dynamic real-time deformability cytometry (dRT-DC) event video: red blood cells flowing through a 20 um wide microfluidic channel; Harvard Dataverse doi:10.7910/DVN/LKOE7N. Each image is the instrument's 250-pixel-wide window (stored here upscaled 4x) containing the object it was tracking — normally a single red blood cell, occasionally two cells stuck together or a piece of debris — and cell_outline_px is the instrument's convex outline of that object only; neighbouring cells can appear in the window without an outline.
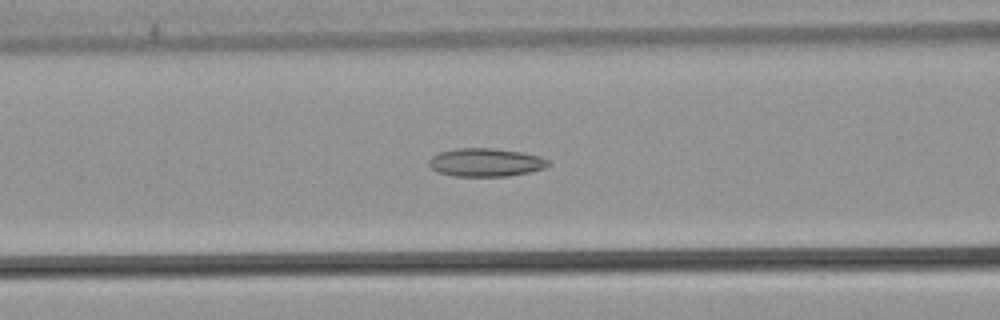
{"species": "common noctule bat (a hibernating species)", "species_latin": "Nyctalus noctula", "temperature_condition": "warm", "stored_images_in_passage": 39, "camera_frame_rate_fps": 3000, "um_per_image_px": 0.085, "animal": {"sex": "male", "body_mass_g": 21.5, "forearm_length_mm": 52.0}, "frame": {"image": 1, "passage_image": 8, "time_ms": 2.333, "image_size_px": [1000, 320], "cell_outline_px": [[552, 164], [544, 168], [528, 172], [508, 176], [456, 176], [436, 172], [428, 164], [428, 160], [432, 156], [440, 152], [456, 148], [492, 148], [520, 152], [540, 156], [548, 160]], "centroid_in_image_um": [41.27, 13.8], "position_along_channel_um": 125.3, "area_um2": 19.65}}
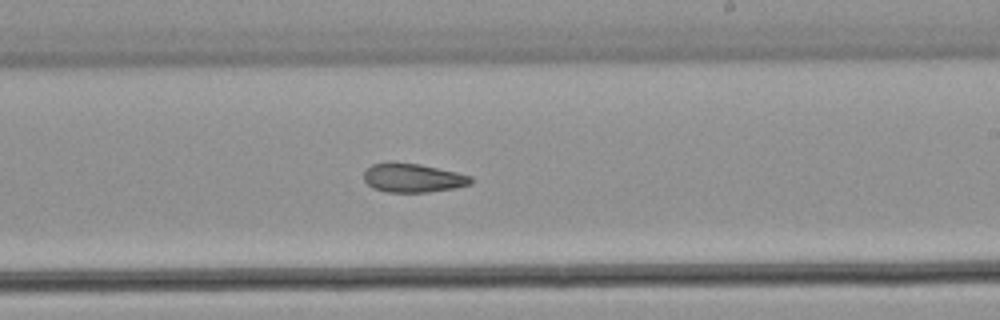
{"frame": {"image": 2, "passage_image": 18, "time_ms": 5.667, "image_size_px": [1000, 320], "cell_outline_px": [[472, 184], [456, 188], [428, 192], [388, 192], [372, 188], [364, 180], [364, 172], [372, 164], [392, 160], [396, 160], [420, 164], [456, 172], [472, 176]], "centroid_in_image_um": [35.08, 15.1], "position_along_channel_um": 253.9, "area_um2": 18.38}}
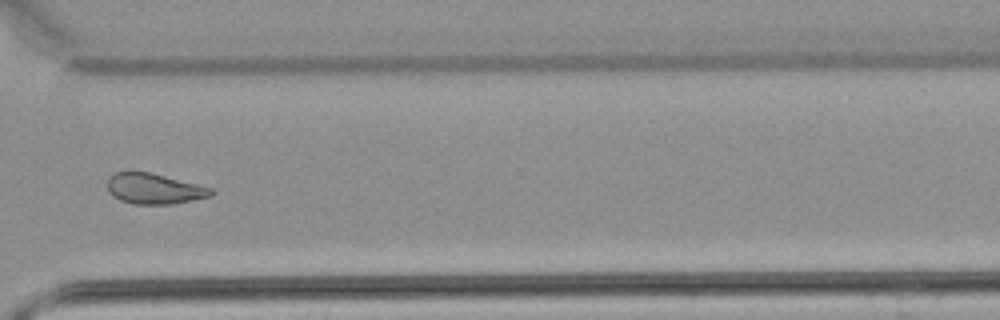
{"frame": {"image": 3, "passage_image": 26, "time_ms": 8.333, "image_size_px": [1000, 320], "cell_outline_px": [[212, 196], [172, 204], [132, 204], [120, 200], [112, 196], [108, 192], [108, 176], [116, 172], [152, 172], [212, 188]], "centroid_in_image_um": [13.08, 16.04], "position_along_channel_um": 357.5, "area_um2": 18.5}, "authors_computed_cell_mechanics": {"area_um2": 18.7272, "velocity_mm_per_s": 3.8665, "shape_relaxation_time_tau1_ms": null, "shape_relaxation_time_tau2_ms": 5.902, "deformation_change_tau1": null, "deformation_change_tau2": 0.1352}}